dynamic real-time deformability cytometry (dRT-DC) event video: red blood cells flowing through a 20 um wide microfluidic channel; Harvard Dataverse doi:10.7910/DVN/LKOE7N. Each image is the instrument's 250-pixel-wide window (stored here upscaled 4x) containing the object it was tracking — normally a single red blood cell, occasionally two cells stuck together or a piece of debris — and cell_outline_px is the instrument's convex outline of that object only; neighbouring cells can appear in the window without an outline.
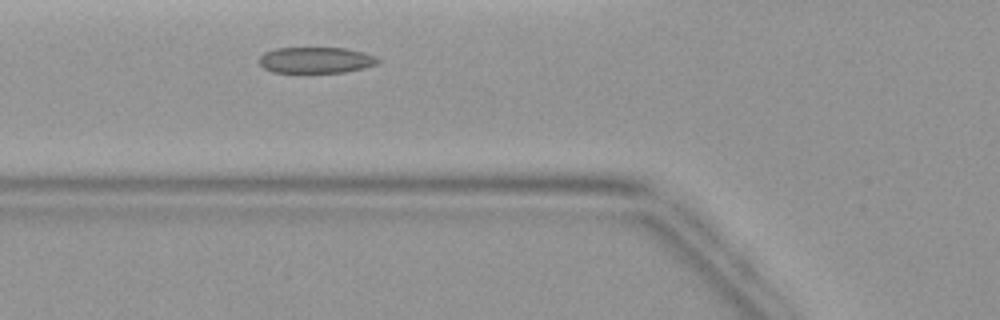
{"species": "common noctule bat (a hibernating species)", "species_latin": "Nyctalus noctula", "temperature_condition": "warm", "stored_images_in_passage": 2, "camera_frame_rate_fps": 3000, "um_per_image_px": 0.085, "animal": {"sex": "female", "body_mass_g": 19.9}, "frame": {"image": 1, "passage_image": 2, "time_ms": 1.667, "image_size_px": [1000, 320], "cell_outline_px": [[380, 60], [376, 64], [364, 68], [344, 72], [272, 72], [264, 68], [260, 64], [260, 56], [264, 52], [276, 48], [344, 48], [364, 52], [376, 56]], "centroid_in_image_um": [26.86, 5.1], "position_along_channel_um": 98.9, "area_um2": 17.98}}